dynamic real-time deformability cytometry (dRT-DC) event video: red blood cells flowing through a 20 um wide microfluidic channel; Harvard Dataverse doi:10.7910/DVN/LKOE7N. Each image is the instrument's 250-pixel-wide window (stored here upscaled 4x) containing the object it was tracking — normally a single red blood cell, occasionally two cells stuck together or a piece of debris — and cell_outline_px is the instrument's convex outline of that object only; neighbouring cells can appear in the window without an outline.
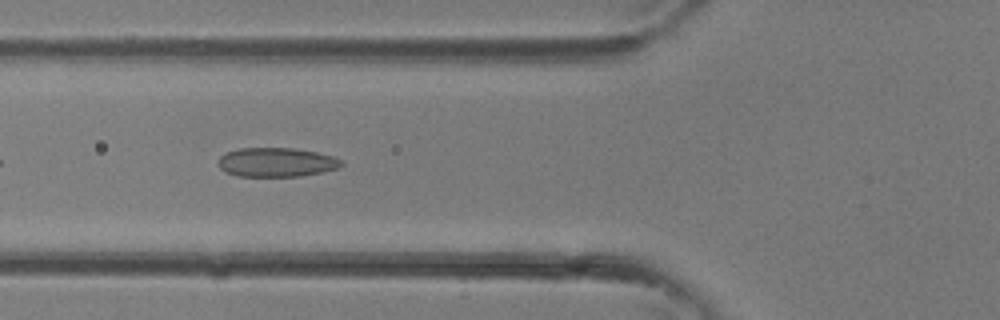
{"species": "common noctule bat (a hibernating species)", "species_latin": "Nyctalus noctula", "temperature_condition": "room temperature", "stored_images_in_passage": 26, "camera_frame_rate_fps": 3000, "um_per_image_px": 0.085, "animal": {"sex": "female"}, "frame": {"image": 1, "passage_image": 13, "time_ms": 4.0, "image_size_px": [1000, 320], "cell_outline_px": [[344, 164], [336, 168], [324, 172], [300, 176], [240, 176], [224, 172], [216, 164], [220, 156], [228, 152], [240, 148], [296, 148], [316, 152], [332, 156], [340, 160]], "centroid_in_image_um": [23.47, 13.79], "position_along_channel_um": 102.3, "area_um2": 20.92}}
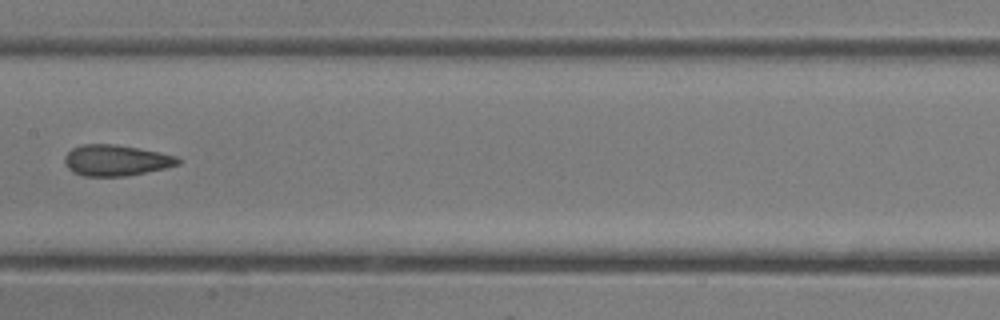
{"frame": {"image": 2, "passage_image": 18, "time_ms": 5.667, "image_size_px": [1000, 320], "cell_outline_px": [[180, 164], [164, 168], [124, 176], [84, 176], [72, 172], [64, 164], [64, 156], [72, 148], [84, 144], [116, 144], [160, 152], [176, 156], [180, 160]], "centroid_in_image_um": [9.82, 13.62], "position_along_channel_um": 197.6, "area_um2": 20.4}}
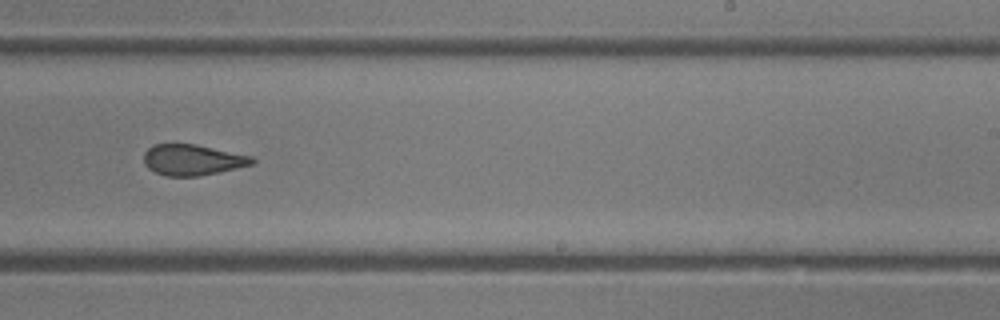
{"frame": {"image": 3, "passage_image": 22, "time_ms": 7.0, "image_size_px": [1000, 320], "cell_outline_px": [[256, 160], [252, 164], [220, 172], [200, 176], [164, 176], [148, 168], [144, 164], [144, 152], [152, 144], [196, 144], [252, 156]], "centroid_in_image_um": [16.35, 13.59], "position_along_channel_um": 272.7, "area_um2": 19.54}}